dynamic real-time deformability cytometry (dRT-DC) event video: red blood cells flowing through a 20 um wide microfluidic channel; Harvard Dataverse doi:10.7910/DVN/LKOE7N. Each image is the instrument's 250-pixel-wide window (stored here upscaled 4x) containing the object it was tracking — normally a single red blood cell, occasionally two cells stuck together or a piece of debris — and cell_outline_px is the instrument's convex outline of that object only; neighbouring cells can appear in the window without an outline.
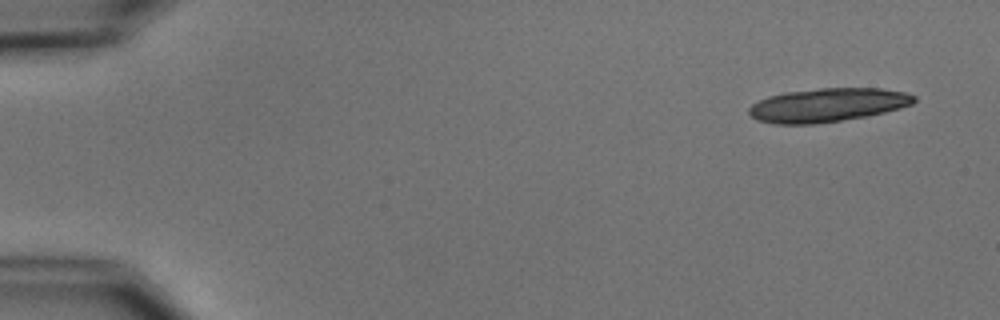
{"species": "common noctule bat (a hibernating species)", "species_latin": "Nyctalus noctula", "temperature_condition": "cold", "stored_images_in_passage": 5, "camera_frame_rate_fps": 3000, "um_per_image_px": 0.085, "animal": {"sex": "male", "body_mass_g": 15.6}, "frame": {"image": 1, "passage_image": 1, "time_ms": 0.0, "image_size_px": [1000, 320], "cell_outline_px": [[916, 100], [912, 104], [900, 108], [868, 116], [816, 124], [772, 124], [756, 120], [748, 112], [748, 108], [752, 104], [768, 96], [784, 92], [820, 88], [880, 88], [904, 92], [916, 96]], "centroid_in_image_um": [70.32, 8.93], "position_along_channel_um": 14.7, "area_um2": 32.54}}